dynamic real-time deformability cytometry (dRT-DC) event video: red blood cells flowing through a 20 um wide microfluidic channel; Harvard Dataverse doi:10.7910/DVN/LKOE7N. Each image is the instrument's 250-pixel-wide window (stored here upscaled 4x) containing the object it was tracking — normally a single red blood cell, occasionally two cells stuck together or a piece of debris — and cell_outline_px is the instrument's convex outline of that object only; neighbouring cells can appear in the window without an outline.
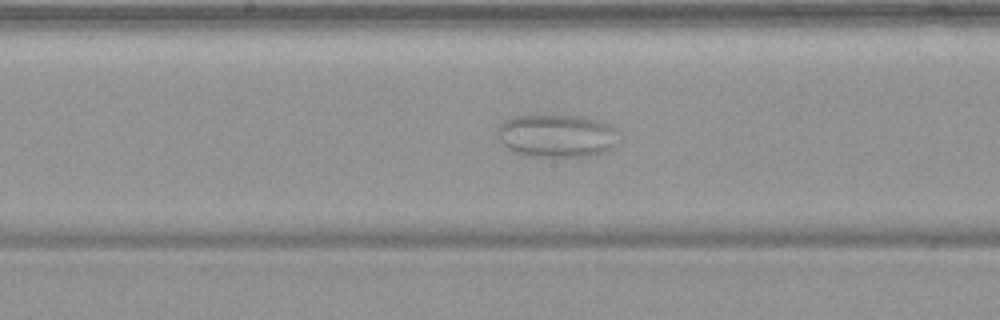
{"species": "common noctule bat (a hibernating species)", "species_latin": "Nyctalus noctula", "temperature_condition": "warm", "stored_images_in_passage": 48, "camera_frame_rate_fps": 3000, "um_per_image_px": 0.085, "animal": {"sex": "female", "body_mass_g": 19.9}, "frame": {"image": 1, "passage_image": 29, "time_ms": 9.333, "image_size_px": [1000, 320], "cell_outline_px": [[616, 132], [612, 148], [588, 156], [532, 156], [516, 152], [508, 148], [500, 140], [496, 128], [504, 120], [512, 116], [580, 116], [596, 120], [608, 124]], "centroid_in_image_um": [47.25, 11.53], "position_along_channel_um": 200.9, "area_um2": 29.59}}
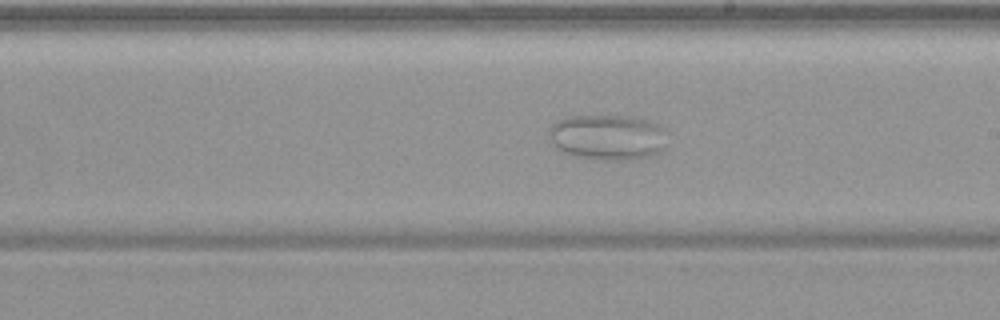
{"frame": {"image": 2, "passage_image": 32, "time_ms": 10.333, "image_size_px": [1000, 320], "cell_outline_px": [[664, 148], [660, 152], [648, 156], [624, 160], [596, 160], [572, 156], [560, 152], [548, 136], [548, 128], [556, 120], [568, 116], [632, 116], [648, 120], [664, 128]], "centroid_in_image_um": [51.58, 11.66], "position_along_channel_um": 237.4, "area_um2": 31.67}}
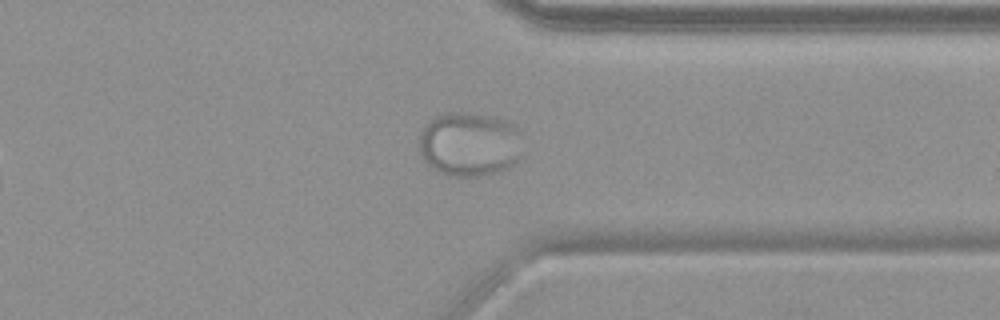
{"frame": {"image": 3, "passage_image": 43, "time_ms": 14.0, "image_size_px": [1000, 320], "cell_outline_px": [[520, 156], [516, 164], [508, 168], [496, 172], [480, 176], [448, 176], [432, 168], [420, 156], [420, 132], [424, 124], [428, 120], [444, 112], [468, 112], [492, 116], [516, 124]], "centroid_in_image_um": [39.86, 12.25], "position_along_channel_um": 371.5, "area_um2": 39.02}}